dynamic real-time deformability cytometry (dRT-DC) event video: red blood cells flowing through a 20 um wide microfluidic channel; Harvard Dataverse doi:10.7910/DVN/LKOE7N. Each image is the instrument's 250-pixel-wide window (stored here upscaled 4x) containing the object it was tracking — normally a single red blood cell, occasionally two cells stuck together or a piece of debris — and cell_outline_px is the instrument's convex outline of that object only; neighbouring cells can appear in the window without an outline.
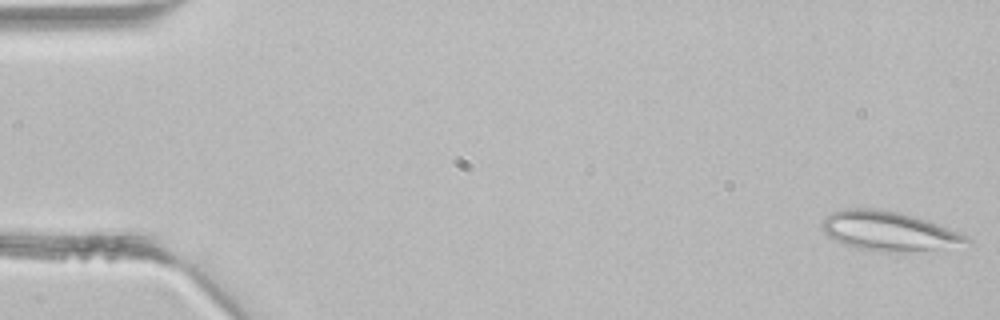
{"species": "common noctule bat (a hibernating species)", "species_latin": "Nyctalus noctula", "temperature_condition": "room temperature", "stored_images_in_passage": 3, "camera_frame_rate_fps": 3000, "um_per_image_px": 0.085, "animal": {"sex": "male", "body_mass_g": 21.5, "forearm_length_mm": 52.0}, "frame": {"image": 1, "passage_image": 1, "time_ms": 0.0, "image_size_px": [1000, 320], "cell_outline_px": [[972, 244], [912, 252], [888, 252], [856, 248], [844, 244], [828, 236], [820, 228], [820, 224], [832, 212], [844, 208], [876, 208], [900, 212], [928, 220], [964, 232], [972, 240]], "centroid_in_image_um": [75.63, 19.64], "position_along_channel_um": 9.4, "area_um2": 33.76}}